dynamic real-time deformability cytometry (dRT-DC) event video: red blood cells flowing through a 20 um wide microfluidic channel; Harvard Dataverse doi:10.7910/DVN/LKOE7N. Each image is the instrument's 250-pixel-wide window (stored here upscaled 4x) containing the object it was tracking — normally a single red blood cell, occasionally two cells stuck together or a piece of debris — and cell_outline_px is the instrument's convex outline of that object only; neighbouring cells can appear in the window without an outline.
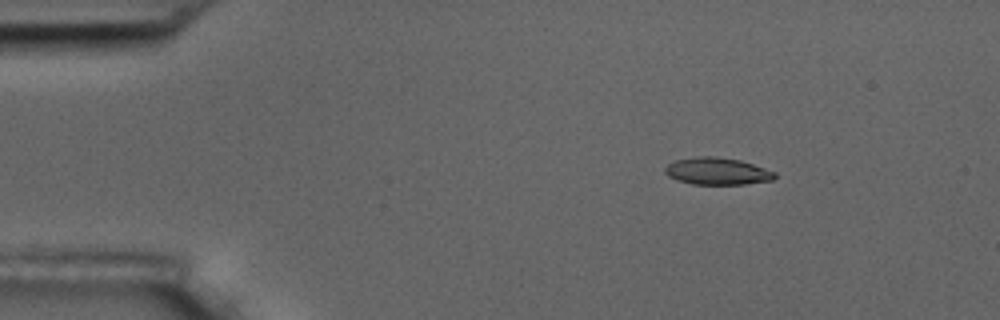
{"species": "common noctule bat (a hibernating species)", "species_latin": "Nyctalus noctula", "temperature_condition": "room temperature", "stored_images_in_passage": 6, "camera_frame_rate_fps": 3000, "um_per_image_px": 0.085, "animal": {"sex": "male", "body_mass_g": 17.5, "forearm_length_mm": 52.3}, "frame": {"image": 1, "passage_image": 3, "time_ms": 2.333, "image_size_px": [1000, 320], "cell_outline_px": [[776, 176], [772, 180], [744, 184], [692, 184], [676, 180], [668, 176], [664, 172], [664, 168], [668, 164], [676, 160], [696, 156], [716, 156], [740, 160], [776, 172]], "centroid_in_image_um": [60.93, 14.55], "position_along_channel_um": 24.1, "area_um2": 17.34}}
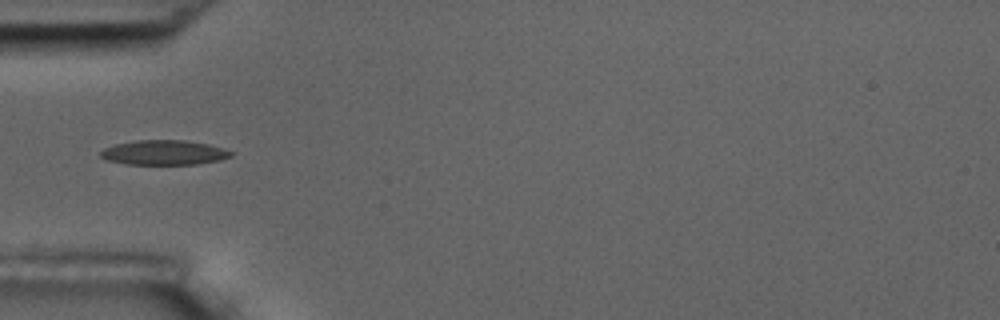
{"frame": {"image": 2, "passage_image": 6, "time_ms": 5.667, "image_size_px": [1000, 320], "cell_outline_px": [[232, 156], [220, 160], [196, 164], [128, 164], [108, 160], [100, 156], [100, 152], [104, 148], [116, 144], [136, 140], [184, 140], [208, 144], [232, 152]], "centroid_in_image_um": [13.93, 12.96], "position_along_channel_um": 71.1, "area_um2": 18.55}}